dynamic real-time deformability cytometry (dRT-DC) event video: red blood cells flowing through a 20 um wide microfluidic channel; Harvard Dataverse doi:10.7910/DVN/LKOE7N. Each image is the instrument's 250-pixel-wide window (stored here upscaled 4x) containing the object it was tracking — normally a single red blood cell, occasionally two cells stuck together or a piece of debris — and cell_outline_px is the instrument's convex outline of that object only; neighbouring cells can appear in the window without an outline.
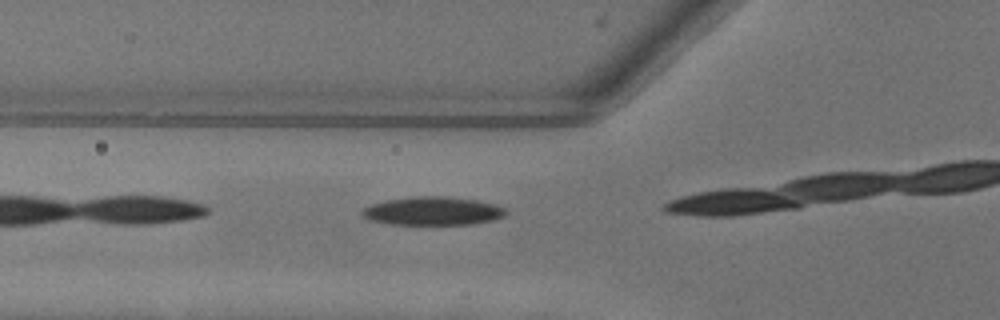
{"species": "common noctule bat (a hibernating species)", "species_latin": "Nyctalus noctula", "temperature_condition": "warm", "stored_images_in_passage": 7, "camera_frame_rate_fps": 3000, "um_per_image_px": 0.085, "animal": {"sex": "female"}, "frame": {"image": 1, "passage_image": 4, "time_ms": 1.0, "image_size_px": [1000, 320], "cell_outline_px": [[508, 212], [504, 216], [492, 220], [472, 224], [388, 224], [368, 220], [360, 212], [364, 208], [372, 204], [384, 200], [412, 196], [444, 196], [476, 200], [496, 204], [504, 208]], "centroid_in_image_um": [36.77, 17.93], "position_along_channel_um": 89.0, "area_um2": 23.87}}